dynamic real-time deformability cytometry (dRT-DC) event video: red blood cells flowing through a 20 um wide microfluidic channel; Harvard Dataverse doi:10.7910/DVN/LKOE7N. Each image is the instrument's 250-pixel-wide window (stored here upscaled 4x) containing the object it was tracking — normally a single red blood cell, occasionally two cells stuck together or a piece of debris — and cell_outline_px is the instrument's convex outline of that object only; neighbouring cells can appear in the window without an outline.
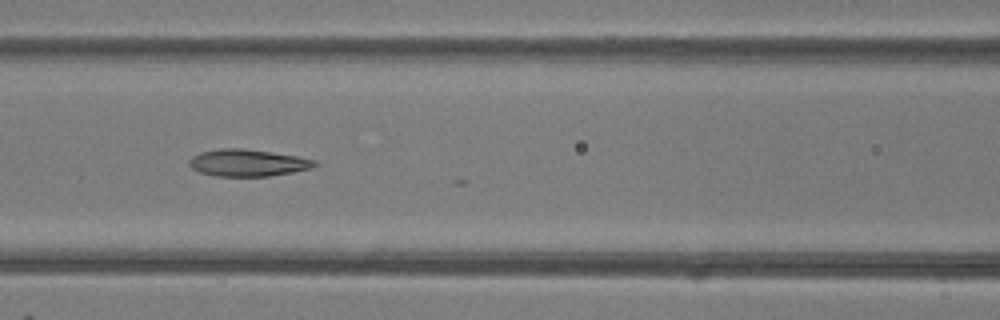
{"species": "common noctule bat (a hibernating species)", "species_latin": "Nyctalus noctula", "temperature_condition": "room temperature", "stored_images_in_passage": 22, "camera_frame_rate_fps": 3000, "um_per_image_px": 0.085, "animal": {"sex": "female"}, "frame": {"image": 1, "passage_image": 21, "time_ms": 6.667, "image_size_px": [1000, 320], "cell_outline_px": [[316, 164], [312, 168], [292, 172], [268, 176], [216, 176], [200, 172], [192, 168], [188, 164], [188, 160], [192, 156], [200, 152], [220, 148], [244, 148], [296, 156], [316, 160]], "centroid_in_image_um": [21.02, 13.83], "position_along_channel_um": 145.6, "area_um2": 19.65}}